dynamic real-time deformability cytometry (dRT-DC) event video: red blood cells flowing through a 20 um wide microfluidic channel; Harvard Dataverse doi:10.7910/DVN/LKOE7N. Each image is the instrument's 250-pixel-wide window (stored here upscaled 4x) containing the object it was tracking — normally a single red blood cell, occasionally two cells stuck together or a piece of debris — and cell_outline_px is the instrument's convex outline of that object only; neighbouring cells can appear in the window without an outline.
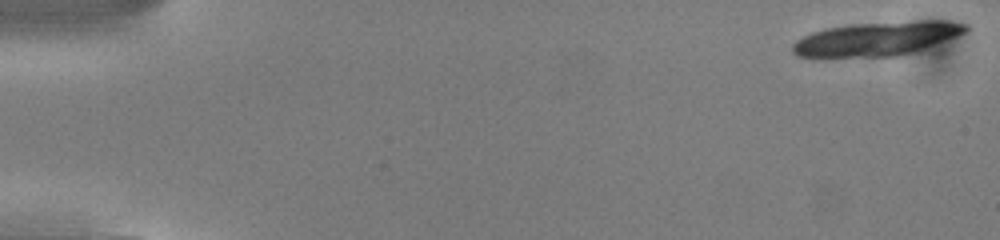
{"species": "common noctule bat (a hibernating species)", "species_latin": "Nyctalus noctula", "temperature_condition": "cold", "stored_images_in_passage": 16, "camera_frame_rate_fps": 3000, "um_per_image_px": 0.085, "animal": {"sex": "male", "body_mass_g": 13.0, "forearm_length_mm": 53.1}, "frame": {"image": 1, "passage_image": 1, "time_ms": 0.0, "image_size_px": [1000, 240], "cell_outline_px": [[968, 28], [964, 32], [956, 36], [924, 48], [912, 52], [896, 56], [824, 60], [796, 56], [792, 52], [792, 44], [796, 40], [812, 32], [824, 28], [848, 24], [916, 20], [944, 20], [968, 24]], "centroid_in_image_um": [74.39, 3.33], "position_along_channel_um": 10.6, "area_um2": 35.43}}